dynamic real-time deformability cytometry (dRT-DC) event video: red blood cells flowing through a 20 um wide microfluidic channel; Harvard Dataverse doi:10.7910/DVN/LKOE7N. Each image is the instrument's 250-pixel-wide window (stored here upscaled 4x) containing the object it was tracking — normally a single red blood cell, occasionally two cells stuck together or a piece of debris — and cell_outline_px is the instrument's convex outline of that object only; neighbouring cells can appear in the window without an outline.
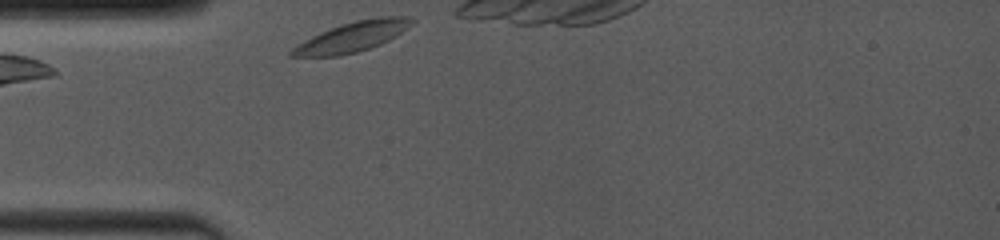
{"species": "common noctule bat (a hibernating species)", "species_latin": "Nyctalus noctula", "temperature_condition": "room temperature", "stored_images_in_passage": 7, "camera_frame_rate_fps": 4000, "um_per_image_px": 0.085, "animal": {"sex": "female", "body_mass_g": 19.0, "forearm_length_mm": 53.3}, "frame": {"image": 1, "passage_image": 1, "time_ms": 0.0, "image_size_px": [1000, 240], "cell_outline_px": [[416, 20], [408, 28], [396, 36], [380, 44], [356, 52], [340, 56], [288, 56], [288, 52], [292, 48], [304, 40], [320, 32], [340, 24], [356, 20], [376, 16], [408, 16]], "centroid_in_image_um": [29.97, 3.11], "position_along_channel_um": 55.0, "area_um2": 21.04}}
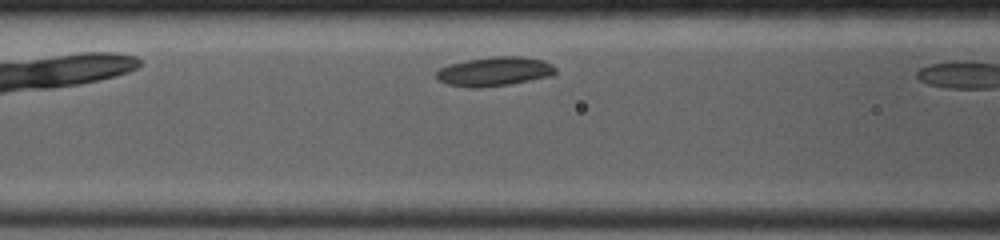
{"frame": {"image": 2, "passage_image": 4, "time_ms": 2.0, "image_size_px": [1000, 240], "cell_outline_px": [[556, 72], [552, 76], [508, 84], [480, 88], [472, 88], [448, 84], [436, 80], [436, 72], [440, 68], [448, 64], [468, 60], [492, 56], [524, 56], [544, 60], [552, 64], [556, 68]], "centroid_in_image_um": [42.03, 6.07], "position_along_channel_um": 124.6, "area_um2": 20.4}}
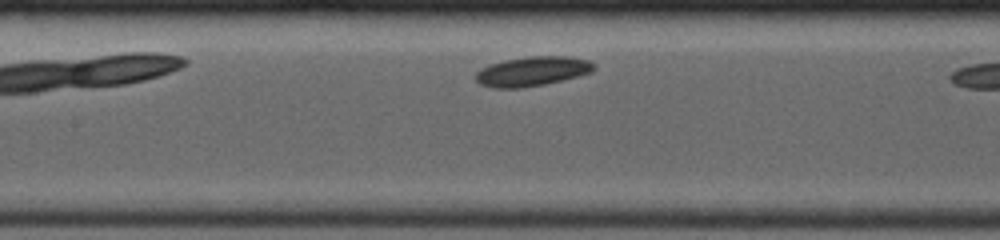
{"frame": {"image": 3, "passage_image": 6, "time_ms": 3.0, "image_size_px": [1000, 240], "cell_outline_px": [[596, 68], [592, 72], [564, 80], [544, 84], [520, 88], [492, 88], [480, 84], [476, 80], [476, 72], [480, 68], [488, 64], [504, 60], [532, 56], [568, 56], [588, 60], [596, 64]], "centroid_in_image_um": [45.25, 6.06], "position_along_channel_um": 162.1, "area_um2": 20.52}}